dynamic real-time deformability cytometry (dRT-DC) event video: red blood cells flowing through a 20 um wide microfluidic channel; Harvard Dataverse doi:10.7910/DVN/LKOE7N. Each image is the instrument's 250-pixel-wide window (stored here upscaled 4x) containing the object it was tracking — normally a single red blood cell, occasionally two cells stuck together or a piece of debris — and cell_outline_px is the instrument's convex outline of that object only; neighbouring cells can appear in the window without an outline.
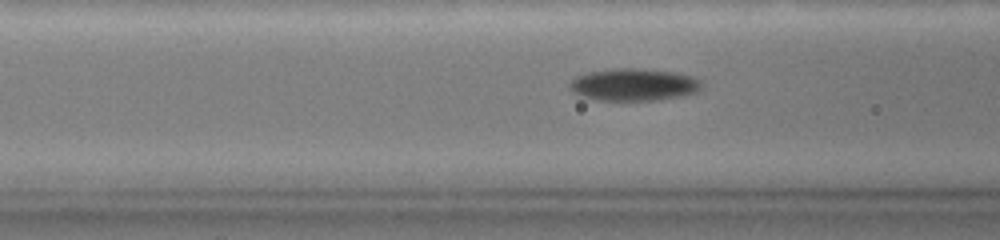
{"species": "common noctule bat (a hibernating species)", "species_latin": "Nyctalus noctula", "temperature_condition": "warm", "stored_images_in_passage": 60, "camera_frame_rate_fps": 3000, "um_per_image_px": 0.085, "animal": {"sex": "female", "body_mass_g": 19.0, "forearm_length_mm": 51.5}, "frame": {"image": 1, "passage_image": 31, "time_ms": 6.667, "image_size_px": [1000, 240], "cell_outline_px": [[696, 88], [688, 92], [672, 96], [640, 100], [604, 100], [584, 96], [576, 92], [572, 88], [572, 80], [576, 76], [588, 72], [612, 68], [640, 68], [672, 72], [688, 76], [696, 80]], "centroid_in_image_um": [53.7, 7.15], "position_along_channel_um": 112.9, "area_um2": 23.12}}
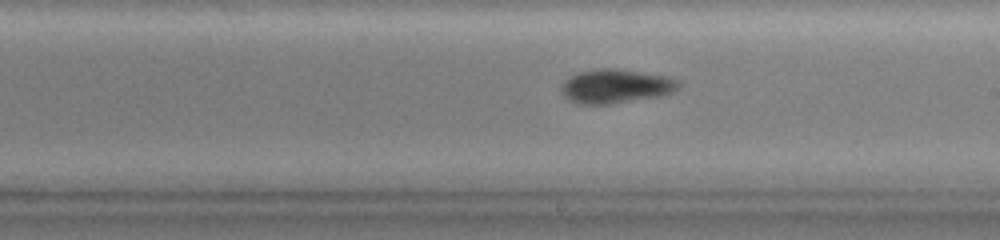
{"frame": {"image": 2, "passage_image": 46, "time_ms": 10.0, "image_size_px": [1000, 240], "cell_outline_px": [[680, 84], [676, 88], [668, 92], [656, 96], [608, 104], [588, 104], [572, 100], [560, 88], [572, 76], [580, 72], [600, 68], [616, 68], [664, 76], [676, 80]], "centroid_in_image_um": [52.34, 7.31], "position_along_channel_um": 236.7, "area_um2": 22.02}}
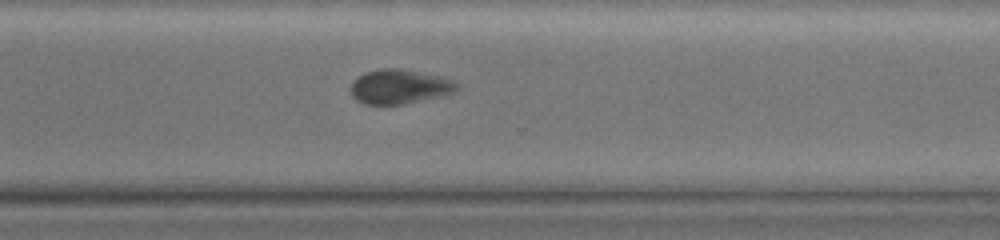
{"frame": {"image": 3, "passage_image": 58, "time_ms": 12.667, "image_size_px": [1000, 240], "cell_outline_px": [[460, 88], [456, 92], [448, 96], [404, 104], [364, 104], [356, 100], [352, 96], [352, 80], [356, 76], [364, 72], [380, 68], [400, 68], [456, 80], [460, 84]], "centroid_in_image_um": [34.02, 7.37], "position_along_channel_um": 336.6, "area_um2": 21.85}}